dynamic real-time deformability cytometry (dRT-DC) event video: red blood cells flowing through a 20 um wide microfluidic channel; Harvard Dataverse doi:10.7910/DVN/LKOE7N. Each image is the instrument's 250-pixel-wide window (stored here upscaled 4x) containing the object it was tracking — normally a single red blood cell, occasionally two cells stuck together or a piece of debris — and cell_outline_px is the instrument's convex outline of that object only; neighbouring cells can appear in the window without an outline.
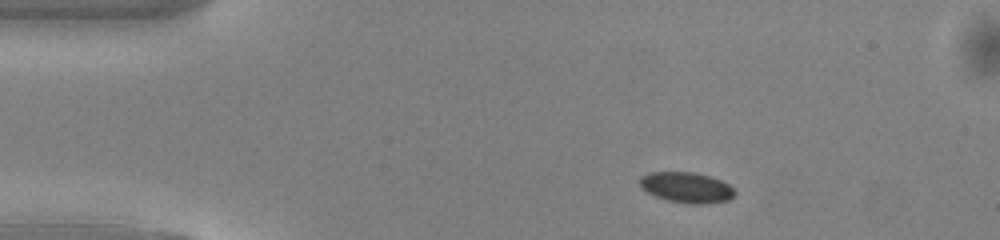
{"species": "common noctule bat (a hibernating species)", "species_latin": "Nyctalus noctula", "temperature_condition": "warm", "stored_images_in_passage": 43, "camera_frame_rate_fps": 3000, "um_per_image_px": 0.085, "animal": {"sex": "male", "body_mass_g": 13.0, "forearm_length_mm": 53.1}, "frame": {"image": 1, "passage_image": 1, "time_ms": 0.0, "image_size_px": [1000, 240], "cell_outline_px": [[736, 192], [728, 200], [700, 204], [692, 204], [668, 200], [656, 196], [640, 188], [640, 176], [648, 172], [692, 172], [712, 176], [728, 184]], "centroid_in_image_um": [58.33, 15.92], "position_along_channel_um": 26.7, "area_um2": 16.82}}
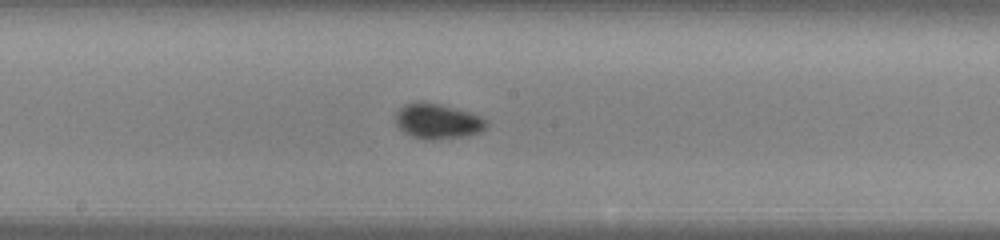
{"frame": {"image": 2, "passage_image": 19, "time_ms": 6.0, "image_size_px": [1000, 240], "cell_outline_px": [[488, 124], [480, 132], [468, 136], [436, 140], [428, 140], [412, 136], [396, 128], [396, 112], [404, 104], [416, 100], [424, 100], [440, 104], [468, 112], [480, 116], [488, 120]], "centroid_in_image_um": [37.17, 10.3], "position_along_channel_um": 211.0, "area_um2": 19.02}}
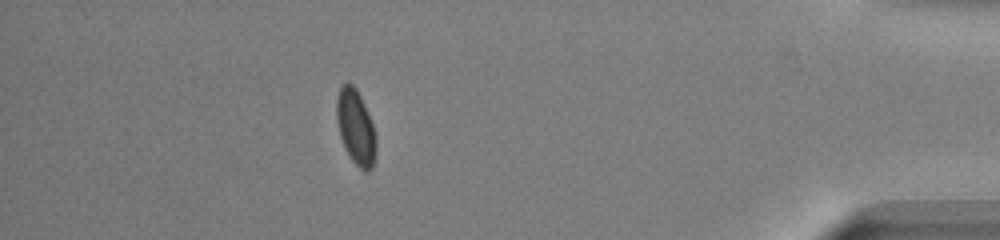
{"frame": {"image": 3, "passage_image": 37, "time_ms": 12.0, "image_size_px": [1000, 240], "cell_outline_px": [[376, 148], [372, 168], [368, 172], [364, 172], [352, 160], [340, 136], [336, 120], [336, 100], [340, 88], [344, 84], [352, 84], [356, 88], [364, 104], [372, 124], [376, 136]], "centroid_in_image_um": [30.23, 10.82], "position_along_channel_um": 405.0, "area_um2": 16.94}, "authors_computed_cell_mechanics": {"area_um2": 16.9932, "velocity_mm_per_s": 4.1103, "shape_relaxation_time_tau1_ms": 1.6458, "shape_relaxation_time_tau2_ms": null, "deformation_change_tau1": 0.0753, "deformation_change_tau2": null}}